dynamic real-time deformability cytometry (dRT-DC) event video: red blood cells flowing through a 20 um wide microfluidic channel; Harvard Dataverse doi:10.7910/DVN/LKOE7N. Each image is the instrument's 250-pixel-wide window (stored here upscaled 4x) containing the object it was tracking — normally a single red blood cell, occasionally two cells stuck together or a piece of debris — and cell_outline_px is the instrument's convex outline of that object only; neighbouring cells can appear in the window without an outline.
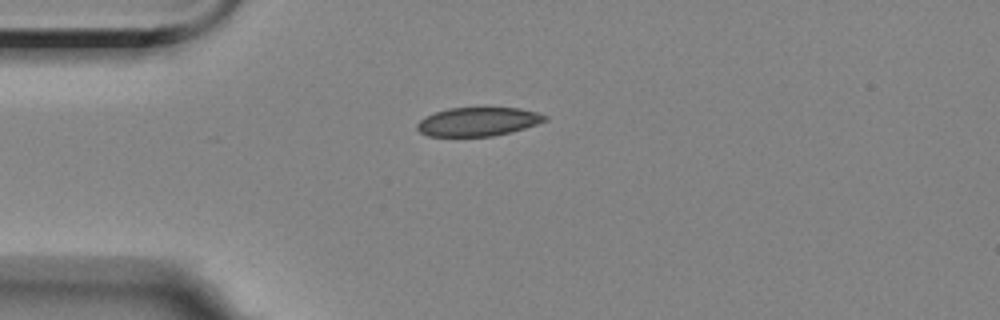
{"species": "Egyptian fruit bat (a non-hibernating species)", "species_latin": "Rousettus aegyptiacus", "temperature_condition": "room temperature", "stored_images_in_passage": 5, "camera_frame_rate_fps": 3000, "um_per_image_px": 0.085, "animal": {"sex": "female"}, "frame": {"image": 1, "passage_image": 5, "time_ms": 5.333, "image_size_px": [1000, 320], "cell_outline_px": [[548, 120], [512, 132], [492, 136], [428, 136], [420, 132], [416, 128], [416, 124], [424, 116], [448, 108], [520, 108], [536, 112], [548, 116]], "centroid_in_image_um": [40.62, 10.34], "position_along_channel_um": 44.4, "area_um2": 21.39}}